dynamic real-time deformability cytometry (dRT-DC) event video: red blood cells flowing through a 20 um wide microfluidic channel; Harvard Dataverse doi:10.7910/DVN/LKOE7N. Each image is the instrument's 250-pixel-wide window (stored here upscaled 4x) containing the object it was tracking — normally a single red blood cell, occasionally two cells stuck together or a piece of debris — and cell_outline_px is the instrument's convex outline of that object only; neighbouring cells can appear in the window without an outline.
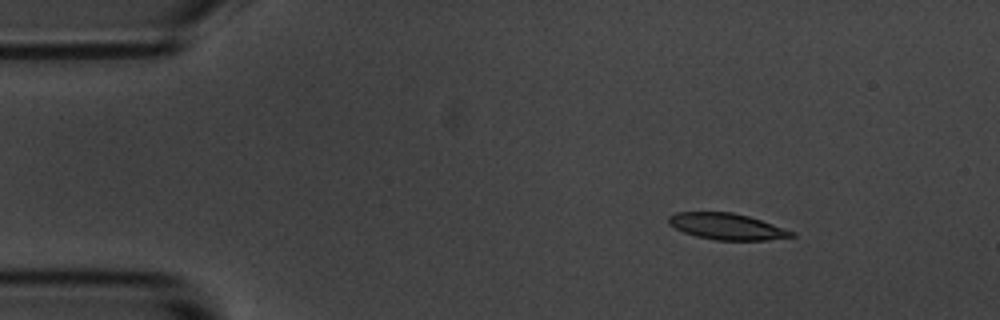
{"species": "common noctule bat (a hibernating species)", "species_latin": "Nyctalus noctula", "temperature_condition": "room temperature", "stored_images_in_passage": 7, "camera_frame_rate_fps": 3000, "um_per_image_px": 0.085, "animal": {"sex": "male", "body_mass_g": 20.1, "forearm_length_mm": 53.5}, "frame": {"image": 1, "passage_image": 2, "time_ms": 1.333, "image_size_px": [1000, 320], "cell_outline_px": [[796, 236], [764, 240], [716, 240], [696, 236], [684, 232], [668, 224], [668, 216], [676, 212], [732, 212], [748, 216], [796, 232]], "centroid_in_image_um": [61.77, 19.25], "position_along_channel_um": 23.2, "area_um2": 18.73}}
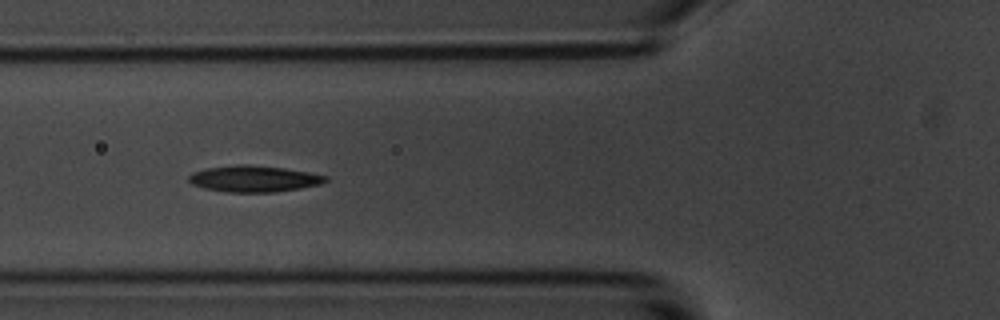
{"frame": {"image": 2, "passage_image": 6, "time_ms": 5.667, "image_size_px": [1000, 320], "cell_outline_px": [[328, 180], [320, 184], [300, 188], [276, 192], [228, 192], [204, 188], [192, 184], [188, 180], [188, 176], [192, 172], [208, 168], [240, 164], [248, 164], [284, 168], [308, 172], [328, 176]], "centroid_in_image_um": [21.58, 15.19], "position_along_channel_um": 104.2, "area_um2": 20.92}}
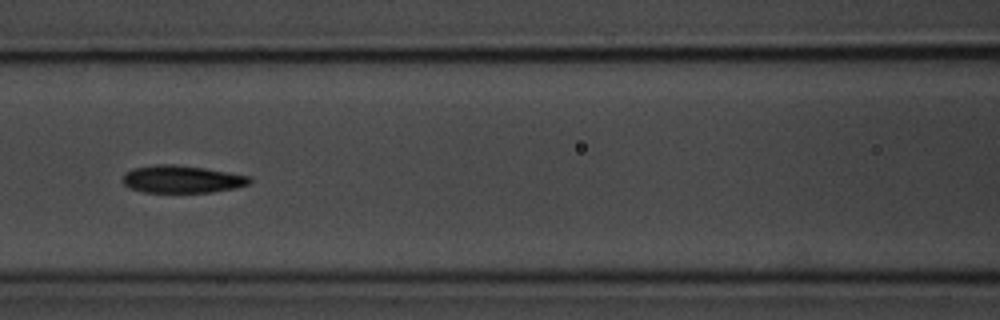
{"frame": {"image": 3, "passage_image": 7, "time_ms": 7.0, "image_size_px": [1000, 320], "cell_outline_px": [[252, 180], [248, 184], [232, 188], [212, 192], [144, 192], [128, 188], [124, 184], [124, 172], [132, 168], [156, 164], [176, 164], [204, 168], [252, 176]], "centroid_in_image_um": [15.44, 15.22], "position_along_channel_um": 151.2, "area_um2": 20.35}}